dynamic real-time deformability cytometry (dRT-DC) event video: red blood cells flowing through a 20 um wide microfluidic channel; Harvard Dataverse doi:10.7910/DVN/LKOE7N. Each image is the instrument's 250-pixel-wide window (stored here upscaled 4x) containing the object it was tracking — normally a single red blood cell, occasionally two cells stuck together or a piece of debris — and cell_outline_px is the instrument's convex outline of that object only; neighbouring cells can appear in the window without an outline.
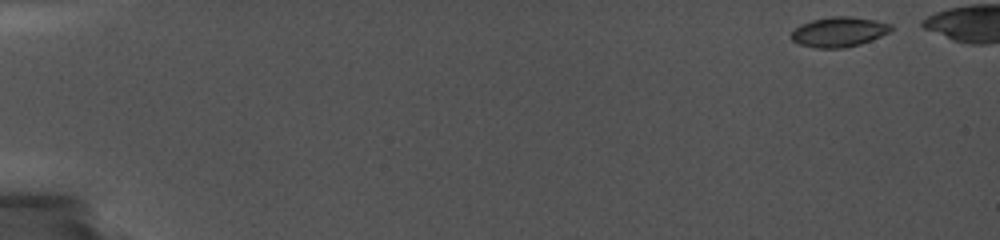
{"species": "common noctule bat (a hibernating species)", "species_latin": "Nyctalus noctula", "temperature_condition": "cold", "stored_images_in_passage": 8, "camera_frame_rate_fps": 5000, "um_per_image_px": 0.085, "animal": {"sex": "female", "body_mass_g": 19.0, "forearm_length_mm": 56.7}, "frame": {"image": 1, "passage_image": 1, "time_ms": 0.0, "image_size_px": [1000, 240], "cell_outline_px": [[892, 28], [888, 32], [880, 36], [860, 44], [844, 48], [816, 48], [800, 44], [792, 40], [788, 36], [800, 24], [812, 20], [832, 16], [848, 16], [876, 20], [892, 24]], "centroid_in_image_um": [71.28, 2.71], "position_along_channel_um": 13.7, "area_um2": 17.34}}